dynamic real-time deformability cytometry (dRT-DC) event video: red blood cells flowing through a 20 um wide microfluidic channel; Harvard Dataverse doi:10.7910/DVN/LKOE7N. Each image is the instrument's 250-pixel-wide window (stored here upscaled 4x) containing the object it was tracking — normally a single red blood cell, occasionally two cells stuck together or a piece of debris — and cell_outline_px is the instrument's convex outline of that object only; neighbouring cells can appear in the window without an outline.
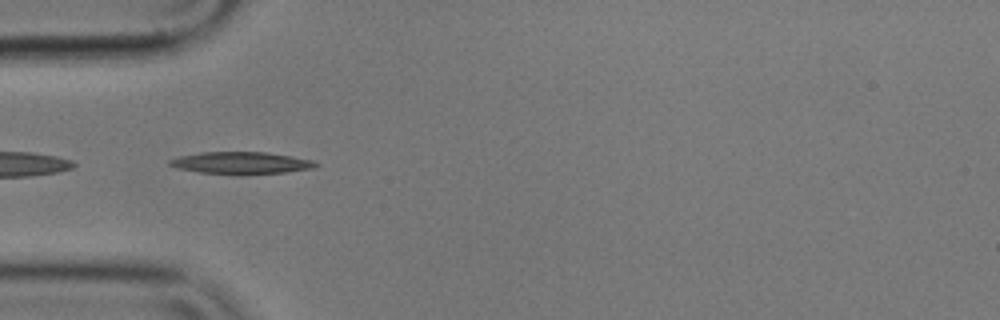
{"species": "common noctule bat (a hibernating species)", "species_latin": "Nyctalus noctula", "temperature_condition": "cold", "stored_images_in_passage": 41, "camera_frame_rate_fps": 3000, "um_per_image_px": 0.085, "animal": {"sex": "male", "body_mass_g": 17.9}, "frame": {"image": 1, "passage_image": 2, "time_ms": 0.333, "image_size_px": [1000, 320], "cell_outline_px": [[320, 164], [312, 168], [284, 172], [200, 172], [176, 168], [168, 164], [168, 160], [180, 156], [200, 152], [268, 152], [312, 160]], "centroid_in_image_um": [20.46, 13.8], "position_along_channel_um": 64.5, "area_um2": 17.86}}
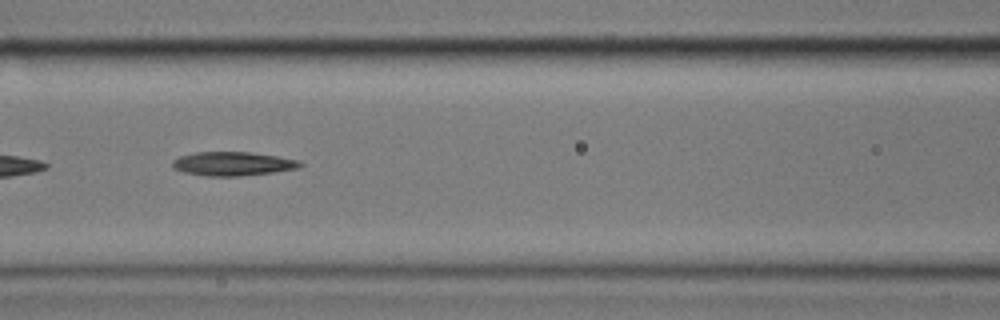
{"frame": {"image": 2, "passage_image": 9, "time_ms": 2.667, "image_size_px": [1000, 320], "cell_outline_px": [[304, 164], [300, 168], [272, 172], [236, 176], [208, 176], [184, 172], [172, 168], [172, 160], [180, 156], [196, 152], [248, 152], [276, 156], [300, 160]], "centroid_in_image_um": [19.79, 13.91], "position_along_channel_um": 146.8, "area_um2": 17.69}}
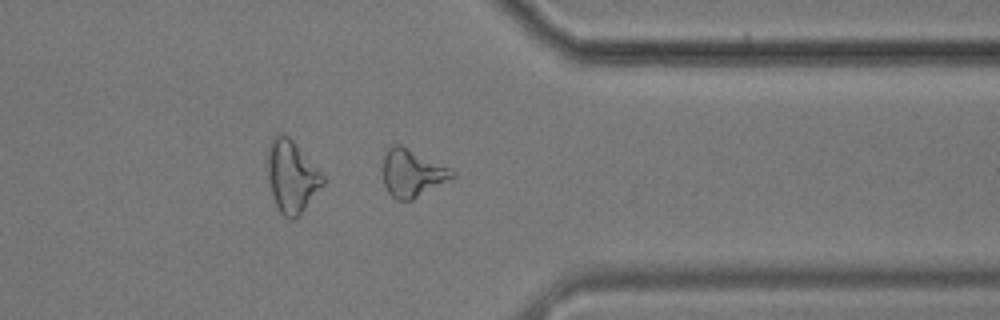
{"frame": {"image": 3, "passage_image": 29, "time_ms": 9.333, "image_size_px": [1000, 320], "cell_outline_px": [[456, 176], [412, 200], [396, 200], [388, 192], [384, 184], [384, 156], [388, 148], [396, 144], [400, 144], [456, 172]], "centroid_in_image_um": [35.02, 14.73], "position_along_channel_um": 376.4, "area_um2": 18.73}, "authors_computed_cell_mechanics": {"area_um2": 17.8602, "velocity_mm_per_s": 3.5404, "shape_relaxation_time_tau1_ms": 4.0064, "shape_relaxation_time_tau2_ms": 7.188, "deformation_change_tau1": 0.1579, "deformation_change_tau2": 0.198}}